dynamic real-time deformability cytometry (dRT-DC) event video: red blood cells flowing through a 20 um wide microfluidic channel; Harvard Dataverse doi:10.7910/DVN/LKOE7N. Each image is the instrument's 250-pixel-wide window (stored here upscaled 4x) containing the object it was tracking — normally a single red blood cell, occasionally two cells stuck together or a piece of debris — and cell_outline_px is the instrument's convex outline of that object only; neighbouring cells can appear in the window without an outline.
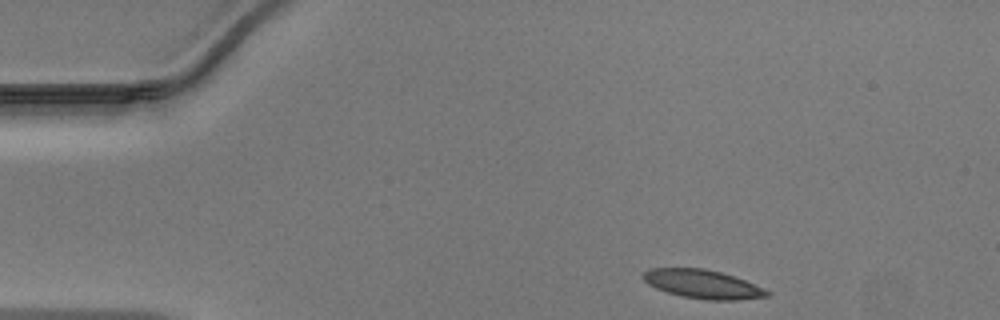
{"species": "Egyptian fruit bat (a non-hibernating species)", "species_latin": "Rousettus aegyptiacus", "temperature_condition": "warm", "stored_images_in_passage": 34, "camera_frame_rate_fps": 3000, "um_per_image_px": 0.085, "animal": {"sex": "male"}, "frame": {"image": 1, "passage_image": 1, "time_ms": 0.0, "image_size_px": [1000, 320], "cell_outline_px": [[772, 292], [768, 296], [736, 300], [704, 300], [680, 296], [656, 288], [648, 284], [640, 276], [644, 272], [652, 268], [704, 268], [720, 272], [744, 280]], "centroid_in_image_um": [59.7, 24.15], "position_along_channel_um": 25.3, "area_um2": 20.63}}
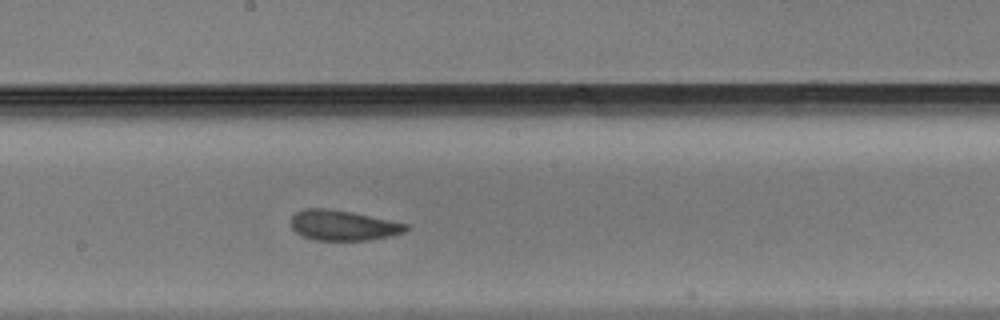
{"frame": {"image": 2, "passage_image": 20, "time_ms": 6.333, "image_size_px": [1000, 320], "cell_outline_px": [[408, 228], [404, 232], [388, 236], [368, 240], [312, 240], [296, 232], [292, 228], [292, 216], [296, 212], [304, 208], [328, 208], [352, 212], [408, 224]], "centroid_in_image_um": [29.14, 19.15], "position_along_channel_um": 219.1, "area_um2": 20.11}}
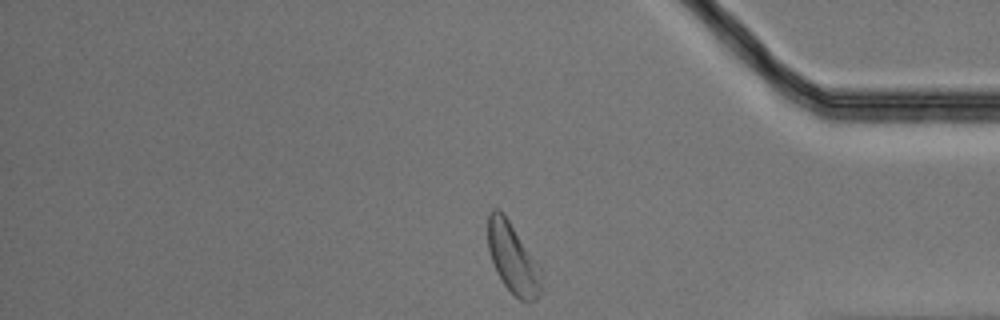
{"frame": {"image": 3, "passage_image": 34, "time_ms": 11.0, "image_size_px": [1000, 320], "cell_outline_px": [[540, 292], [536, 300], [520, 300], [504, 284], [496, 272], [488, 248], [488, 216], [492, 208], [496, 208], [508, 220], [540, 268]], "centroid_in_image_um": [43.56, 21.96], "position_along_channel_um": 391.6, "area_um2": 20.98}}